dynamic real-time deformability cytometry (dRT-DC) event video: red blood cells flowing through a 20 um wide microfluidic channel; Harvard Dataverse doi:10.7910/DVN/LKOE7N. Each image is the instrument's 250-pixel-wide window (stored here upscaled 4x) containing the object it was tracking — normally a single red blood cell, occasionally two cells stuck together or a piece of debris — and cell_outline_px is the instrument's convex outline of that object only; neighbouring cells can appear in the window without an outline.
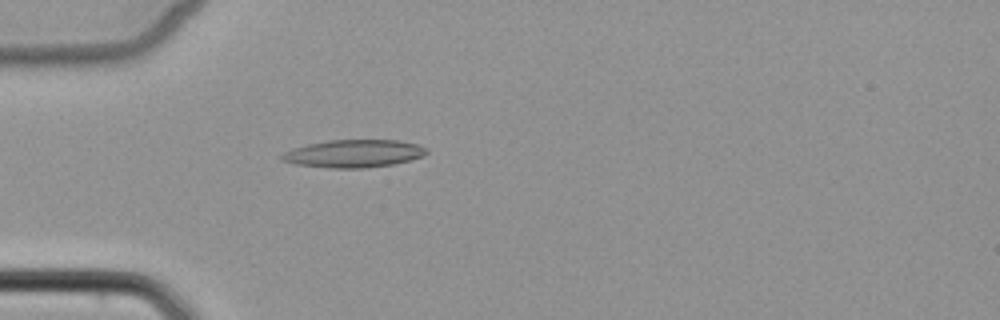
{"species": "common noctule bat (a hibernating species)", "species_latin": "Nyctalus noctula", "temperature_condition": "cold", "stored_images_in_passage": 1, "camera_frame_rate_fps": 3000, "um_per_image_px": 0.085, "animal": {"sex": "female", "body_mass_g": 22.7, "forearm_length_mm": 54.2}, "frame": {"image": 1, "passage_image": 1, "time_ms": 0.0, "image_size_px": [1000, 320], "cell_outline_px": [[428, 152], [424, 156], [392, 164], [364, 168], [328, 168], [296, 164], [280, 160], [280, 156], [284, 152], [292, 148], [308, 144], [328, 140], [396, 140], [416, 144], [428, 148]], "centroid_in_image_um": [30.05, 13.05], "position_along_channel_um": 55.0, "area_um2": 23.35}}